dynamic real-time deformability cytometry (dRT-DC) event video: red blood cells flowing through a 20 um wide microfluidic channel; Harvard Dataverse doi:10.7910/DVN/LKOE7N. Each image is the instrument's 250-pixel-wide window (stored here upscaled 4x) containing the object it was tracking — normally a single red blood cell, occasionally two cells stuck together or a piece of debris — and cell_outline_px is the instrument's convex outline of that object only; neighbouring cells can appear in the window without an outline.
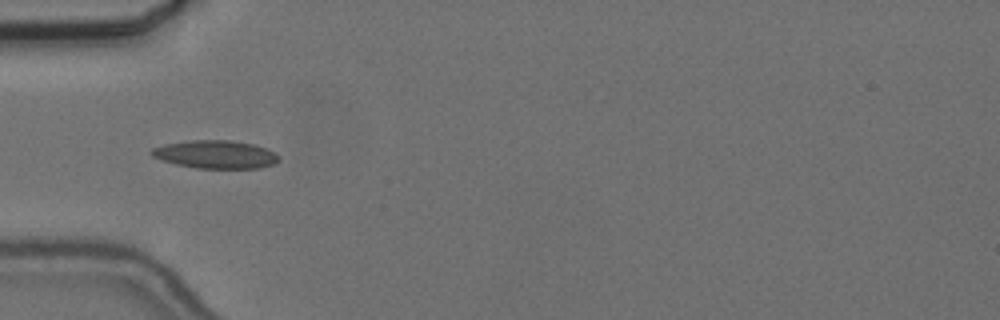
{"species": "common noctule bat (a hibernating species)", "species_latin": "Nyctalus noctula", "temperature_condition": "cold", "stored_images_in_passage": 32, "camera_frame_rate_fps": 3000, "um_per_image_px": 0.085, "animal": {"sex": "female", "body_mass_g": 24.6, "forearm_length_mm": 56.2}, "frame": {"image": 1, "passage_image": 1, "time_ms": 0.0, "image_size_px": [1000, 320], "cell_outline_px": [[280, 160], [272, 164], [260, 168], [196, 168], [176, 164], [152, 156], [148, 152], [152, 148], [164, 144], [188, 140], [232, 140], [252, 144], [268, 148], [276, 152], [280, 156]], "centroid_in_image_um": [18.34, 13.11], "position_along_channel_um": 66.7, "area_um2": 20.98}}
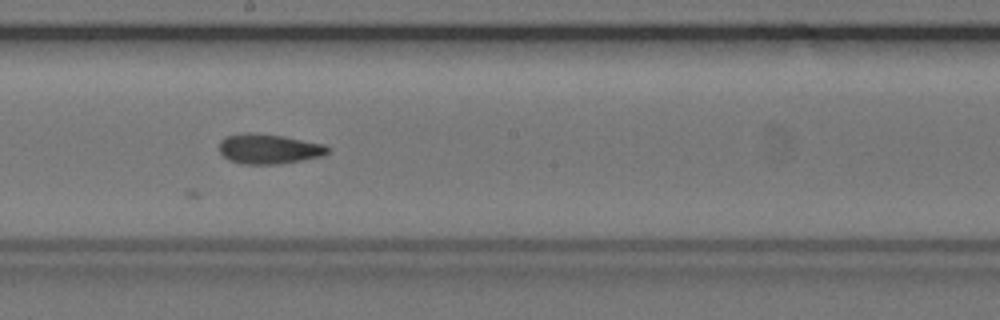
{"frame": {"image": 2, "passage_image": 14, "time_ms": 4.333, "image_size_px": [1000, 320], "cell_outline_px": [[328, 152], [324, 156], [276, 164], [244, 164], [228, 160], [220, 152], [220, 140], [224, 136], [244, 132], [256, 132], [284, 136], [324, 144], [328, 148]], "centroid_in_image_um": [22.82, 12.64], "position_along_channel_um": 225.4, "area_um2": 19.02}}